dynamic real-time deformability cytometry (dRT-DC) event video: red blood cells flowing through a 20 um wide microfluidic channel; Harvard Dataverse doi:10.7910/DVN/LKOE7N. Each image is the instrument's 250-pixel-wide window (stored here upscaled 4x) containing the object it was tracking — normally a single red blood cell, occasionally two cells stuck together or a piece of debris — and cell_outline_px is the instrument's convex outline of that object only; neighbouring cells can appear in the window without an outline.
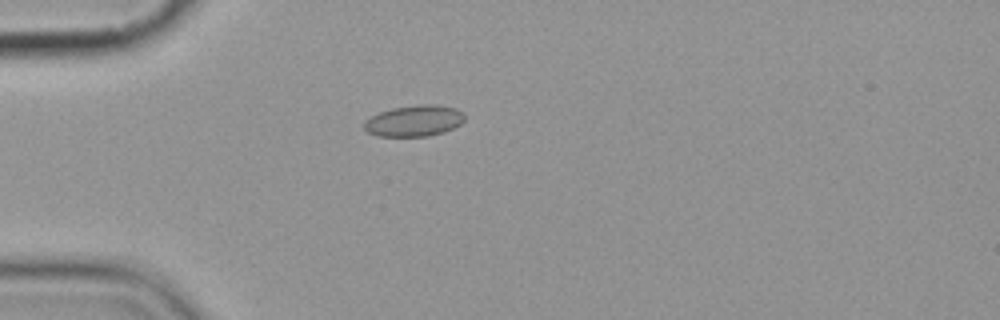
{"species": "common noctule bat (a hibernating species)", "species_latin": "Nyctalus noctula", "temperature_condition": "cold", "stored_images_in_passage": 7, "camera_frame_rate_fps": 3000, "um_per_image_px": 0.085, "animal": {"sex": "female", "body_mass_g": 19.9}, "frame": {"image": 1, "passage_image": 5, "time_ms": 4.667, "image_size_px": [1000, 320], "cell_outline_px": [[464, 120], [460, 124], [444, 132], [428, 136], [376, 136], [368, 132], [364, 128], [364, 120], [380, 112], [392, 108], [420, 104], [436, 104], [456, 108], [464, 112]], "centroid_in_image_um": [35.21, 10.26], "position_along_channel_um": 49.8, "area_um2": 18.32}}
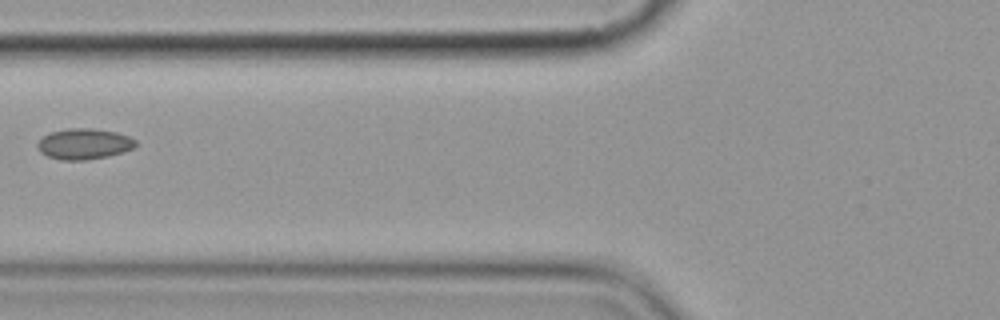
{"frame": {"image": 2, "passage_image": 7, "time_ms": 7.0, "image_size_px": [1000, 320], "cell_outline_px": [[136, 144], [132, 148], [124, 152], [108, 156], [88, 160], [60, 160], [48, 156], [40, 152], [36, 148], [36, 144], [44, 136], [52, 132], [68, 128], [92, 128], [116, 132], [128, 136], [136, 140]], "centroid_in_image_um": [7.13, 12.24], "position_along_channel_um": 118.7, "area_um2": 17.63}}